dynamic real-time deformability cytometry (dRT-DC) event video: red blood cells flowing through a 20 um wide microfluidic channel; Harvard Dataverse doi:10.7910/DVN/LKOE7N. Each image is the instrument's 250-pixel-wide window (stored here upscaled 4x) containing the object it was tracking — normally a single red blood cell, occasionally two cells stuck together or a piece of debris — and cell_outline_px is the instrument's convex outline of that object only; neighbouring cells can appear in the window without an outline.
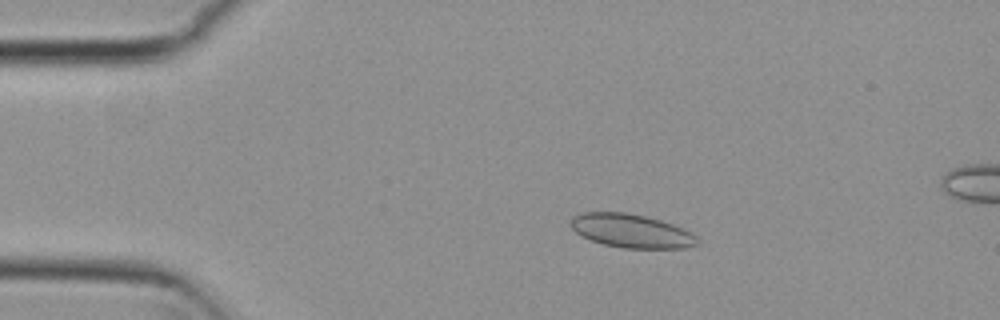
{"species": "common noctule bat (a hibernating species)", "species_latin": "Nyctalus noctula", "temperature_condition": "cold", "stored_images_in_passage": 47, "camera_frame_rate_fps": 3000, "um_per_image_px": 0.085, "animal": {"sex": "female", "body_mass_g": 29.2, "forearm_length_mm": 56.3}, "frame": {"image": 1, "passage_image": 2, "time_ms": 0.333, "image_size_px": [1000, 320], "cell_outline_px": [[700, 244], [688, 248], [620, 248], [604, 244], [592, 240], [576, 232], [572, 228], [572, 216], [584, 212], [624, 212], [648, 216], [672, 224], [692, 232], [700, 240]], "centroid_in_image_um": [53.73, 19.63], "position_along_channel_um": 31.3, "area_um2": 24.85}}
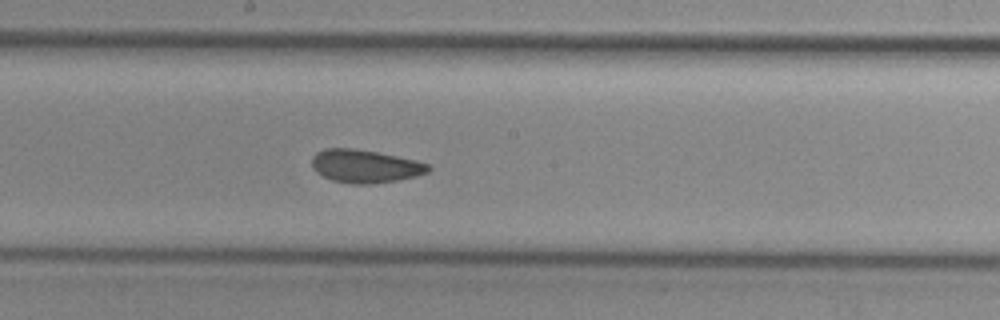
{"frame": {"image": 2, "passage_image": 21, "time_ms": 6.667, "image_size_px": [1000, 320], "cell_outline_px": [[432, 168], [428, 172], [416, 176], [396, 180], [372, 184], [352, 184], [332, 180], [316, 172], [312, 168], [312, 156], [316, 152], [324, 148], [352, 148], [376, 152], [416, 160], [428, 164]], "centroid_in_image_um": [31.01, 14.12], "position_along_channel_um": 217.2, "area_um2": 22.43}}
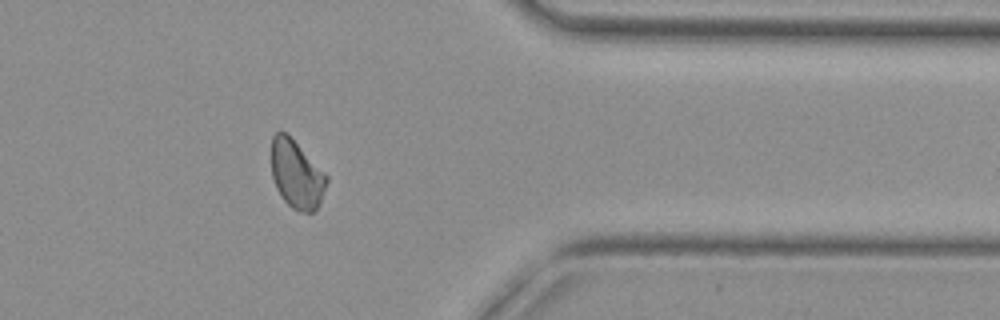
{"frame": {"image": 3, "passage_image": 36, "time_ms": 11.667, "image_size_px": [1000, 320], "cell_outline_px": [[328, 180], [320, 204], [312, 212], [300, 212], [292, 208], [284, 200], [276, 188], [272, 176], [272, 136], [276, 132], [284, 132], [328, 176]], "centroid_in_image_um": [25.21, 14.87], "position_along_channel_um": 386.2, "area_um2": 21.44}, "authors_computed_cell_mechanics": {"area_um2": 22.542, "velocity_mm_per_s": 3.7243, "shape_relaxation_time_tau1_ms": null, "shape_relaxation_time_tau2_ms": 1.1076, "deformation_change_tau1": null, "deformation_change_tau2": 0.0609}}